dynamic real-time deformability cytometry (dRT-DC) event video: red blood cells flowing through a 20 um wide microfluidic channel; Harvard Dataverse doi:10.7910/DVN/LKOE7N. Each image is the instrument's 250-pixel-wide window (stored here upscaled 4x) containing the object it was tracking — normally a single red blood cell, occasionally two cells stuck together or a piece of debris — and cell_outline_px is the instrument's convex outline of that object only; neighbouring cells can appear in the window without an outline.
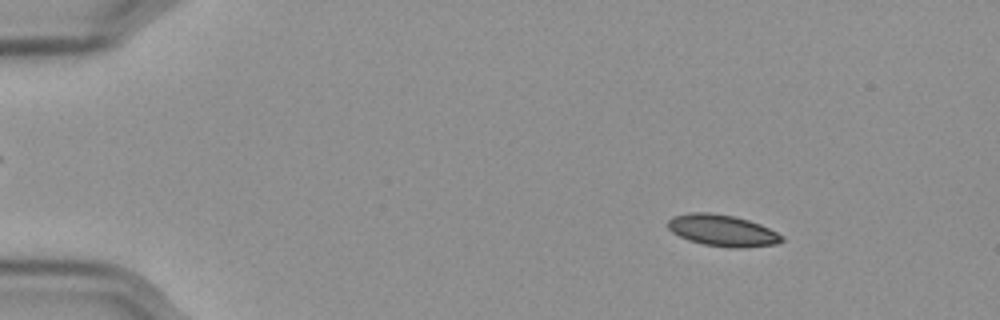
{"species": "Egyptian fruit bat (a non-hibernating species)", "species_latin": "Rousettus aegyptiacus", "temperature_condition": "cold", "stored_images_in_passage": 10, "camera_frame_rate_fps": 3000, "um_per_image_px": 0.085, "frame": {"image": 1, "passage_image": 1, "time_ms": 0.0, "image_size_px": [1000, 320], "cell_outline_px": [[784, 240], [776, 244], [740, 248], [728, 248], [704, 244], [688, 240], [672, 232], [668, 228], [668, 220], [672, 216], [688, 212], [708, 212], [732, 216], [748, 220], [760, 224], [784, 236]], "centroid_in_image_um": [61.39, 19.59], "position_along_channel_um": 23.6, "area_um2": 20.92}}